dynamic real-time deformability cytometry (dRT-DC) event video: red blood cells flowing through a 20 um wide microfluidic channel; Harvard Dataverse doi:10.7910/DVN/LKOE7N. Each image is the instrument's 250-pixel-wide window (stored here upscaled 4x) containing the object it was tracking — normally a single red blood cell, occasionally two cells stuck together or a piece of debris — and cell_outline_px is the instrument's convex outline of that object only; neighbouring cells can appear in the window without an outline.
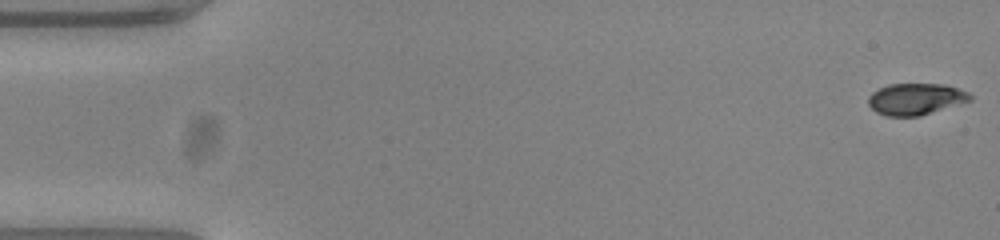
{"species": "common noctule bat (a hibernating species)", "species_latin": "Nyctalus noctula", "temperature_condition": "warm", "stored_images_in_passage": 54, "camera_frame_rate_fps": 3000, "um_per_image_px": 0.085, "animal": {"sex": "female", "body_mass_g": 23.0, "forearm_length_mm": 53.4}, "frame": {"image": 1, "passage_image": 1, "time_ms": 0.0, "image_size_px": [1000, 240], "cell_outline_px": [[972, 100], [920, 116], [888, 116], [876, 112], [868, 104], [868, 96], [872, 92], [888, 84], [944, 84], [968, 92], [972, 96]], "centroid_in_image_um": [77.82, 8.42], "position_along_channel_um": 7.2, "area_um2": 18.67}}
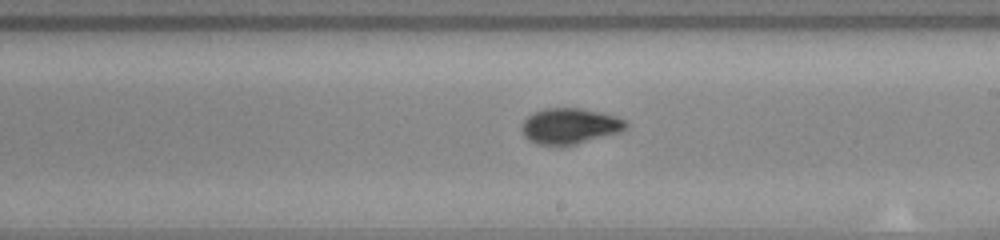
{"frame": {"image": 2, "passage_image": 31, "time_ms": 10.0, "image_size_px": [1000, 240], "cell_outline_px": [[628, 128], [620, 132], [576, 144], [560, 148], [556, 148], [536, 144], [528, 140], [524, 136], [520, 128], [524, 120], [532, 112], [544, 108], [580, 108], [600, 112], [616, 116], [624, 120], [628, 124]], "centroid_in_image_um": [48.39, 10.74], "position_along_channel_um": 240.6, "area_um2": 22.31}}
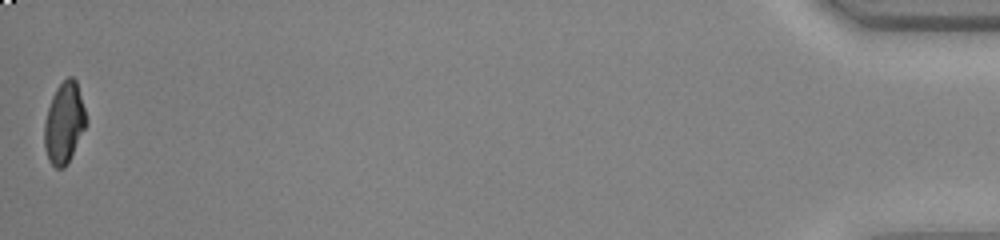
{"frame": {"image": 3, "passage_image": 54, "time_ms": 17.667, "image_size_px": [1000, 240], "cell_outline_px": [[88, 120], [68, 164], [64, 168], [56, 168], [48, 160], [44, 148], [44, 124], [48, 108], [52, 96], [56, 88], [68, 76], [72, 76], [76, 80]], "centroid_in_image_um": [5.45, 10.46], "position_along_channel_um": 429.7, "area_um2": 19.77}, "authors_computed_cell_mechanics": {"area_um2": 20.808, "velocity_mm_per_s": 3.7828, "shape_relaxation_time_tau1_ms": 4.1411, "shape_relaxation_time_tau2_ms": null, "deformation_change_tau1": 0.1725, "deformation_change_tau2": null}}